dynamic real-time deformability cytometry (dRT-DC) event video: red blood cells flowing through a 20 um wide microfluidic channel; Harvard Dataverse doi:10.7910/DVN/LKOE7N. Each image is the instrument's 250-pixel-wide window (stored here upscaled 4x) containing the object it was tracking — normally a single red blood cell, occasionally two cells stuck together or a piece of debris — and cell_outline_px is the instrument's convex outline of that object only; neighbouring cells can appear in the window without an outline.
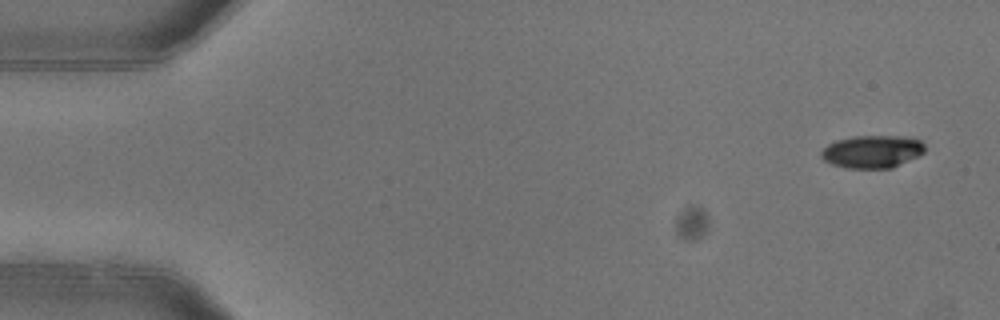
{"species": "common noctule bat (a hibernating species)", "species_latin": "Nyctalus noctula", "temperature_condition": "warm", "stored_images_in_passage": 7, "camera_frame_rate_fps": 3000, "um_per_image_px": 0.085, "animal": {"sex": "female"}, "frame": {"image": 1, "passage_image": 1, "time_ms": 0.0, "image_size_px": [1000, 320], "cell_outline_px": [[924, 152], [892, 168], [844, 168], [832, 164], [824, 160], [820, 156], [820, 152], [828, 144], [836, 140], [856, 136], [900, 136], [920, 140], [924, 144]], "centroid_in_image_um": [74.1, 12.89], "position_along_channel_um": 10.9, "area_um2": 19.59}}
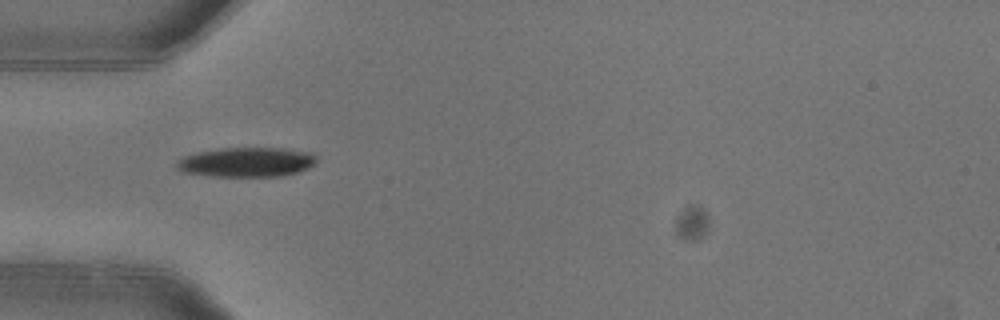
{"frame": {"image": 2, "passage_image": 5, "time_ms": 1.333, "image_size_px": [1000, 320], "cell_outline_px": [[316, 164], [300, 172], [280, 176], [212, 176], [184, 172], [176, 168], [176, 160], [184, 156], [200, 152], [220, 148], [284, 148], [312, 152], [316, 156]], "centroid_in_image_um": [21.0, 13.78], "position_along_channel_um": 64.0, "area_um2": 24.22}}